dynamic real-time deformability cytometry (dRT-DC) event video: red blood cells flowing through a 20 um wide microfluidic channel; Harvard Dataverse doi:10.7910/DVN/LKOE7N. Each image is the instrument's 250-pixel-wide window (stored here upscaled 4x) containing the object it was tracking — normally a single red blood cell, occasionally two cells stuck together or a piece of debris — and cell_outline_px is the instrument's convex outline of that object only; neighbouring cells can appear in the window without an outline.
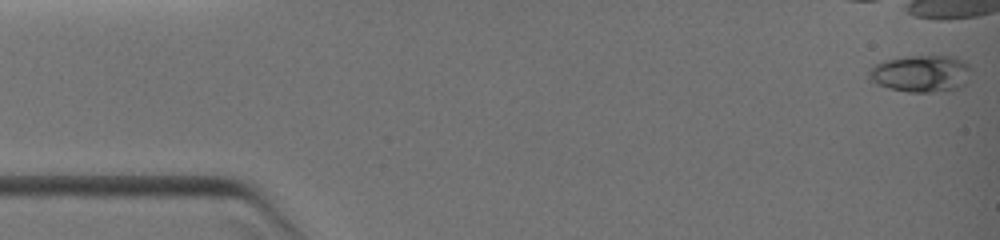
{"species": "common noctule bat (a hibernating species)", "species_latin": "Nyctalus noctula", "temperature_condition": "warm", "stored_images_in_passage": 31, "camera_frame_rate_fps": 3000, "um_per_image_px": 0.085, "animal": {"sex": "female", "body_mass_g": 19.0, "forearm_length_mm": 51.5}, "frame": {"image": 1, "passage_image": 1, "time_ms": 0.0, "image_size_px": [1000, 240], "cell_outline_px": [[972, 68], [964, 84], [956, 88], [932, 92], [908, 92], [888, 88], [876, 84], [868, 80], [868, 68], [872, 64], [884, 60], [908, 56], [956, 56], [964, 60]], "centroid_in_image_um": [78.22, 6.24], "position_along_channel_um": 6.8, "area_um2": 22.31}}